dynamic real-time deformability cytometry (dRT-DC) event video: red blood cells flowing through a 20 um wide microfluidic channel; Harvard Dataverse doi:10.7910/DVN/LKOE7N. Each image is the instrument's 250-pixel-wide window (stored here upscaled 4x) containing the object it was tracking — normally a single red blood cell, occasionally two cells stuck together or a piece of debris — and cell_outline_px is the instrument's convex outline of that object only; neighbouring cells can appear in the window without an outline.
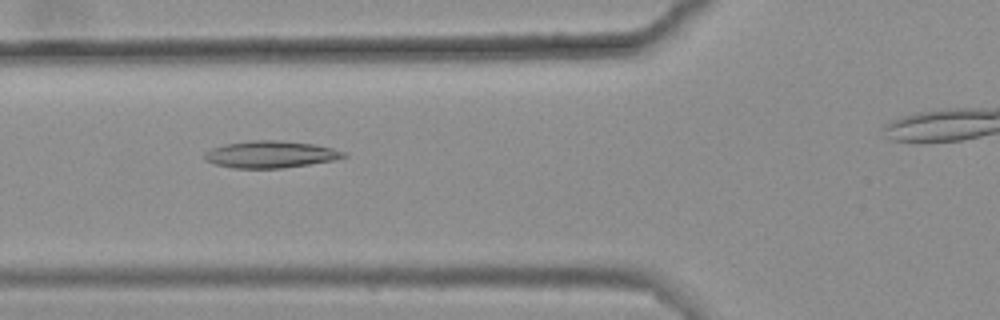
{"species": "common noctule bat (a hibernating species)", "species_latin": "Nyctalus noctula", "temperature_condition": "warm", "stored_images_in_passage": 9, "camera_frame_rate_fps": 3000, "um_per_image_px": 0.085, "animal": {"sex": "female", "body_mass_g": 25.1}, "frame": {"image": 1, "passage_image": 4, "time_ms": 1.0, "image_size_px": [1000, 320], "cell_outline_px": [[348, 156], [336, 160], [280, 168], [232, 168], [216, 164], [204, 160], [204, 152], [212, 148], [224, 144], [248, 140], [284, 140], [312, 144], [332, 148], [344, 152]], "centroid_in_image_um": [22.97, 13.11], "position_along_channel_um": 102.8, "area_um2": 21.91}}
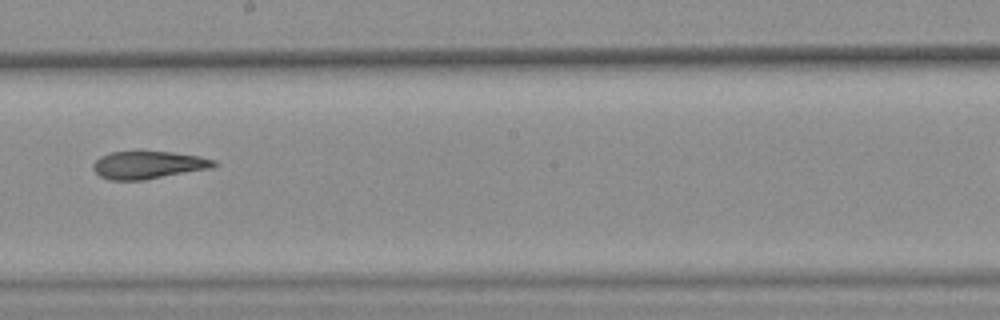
{"frame": {"image": 2, "passage_image": 7, "time_ms": 2.0, "image_size_px": [1000, 320], "cell_outline_px": [[220, 164], [212, 168], [144, 180], [108, 180], [100, 176], [92, 168], [92, 164], [100, 156], [112, 152], [172, 152], [200, 156], [216, 160]], "centroid_in_image_um": [12.63, 14.03], "position_along_channel_um": 235.6, "area_um2": 19.54}}
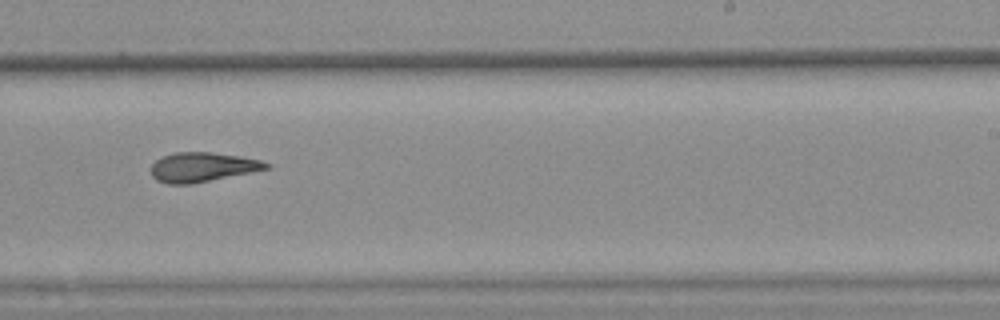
{"frame": {"image": 3, "passage_image": 8, "time_ms": 2.333, "image_size_px": [1000, 320], "cell_outline_px": [[272, 168], [192, 184], [168, 184], [156, 180], [152, 176], [152, 164], [160, 156], [176, 152], [212, 152], [260, 160], [272, 164]], "centroid_in_image_um": [17.21, 14.21], "position_along_channel_um": 271.8, "area_um2": 19.83}}